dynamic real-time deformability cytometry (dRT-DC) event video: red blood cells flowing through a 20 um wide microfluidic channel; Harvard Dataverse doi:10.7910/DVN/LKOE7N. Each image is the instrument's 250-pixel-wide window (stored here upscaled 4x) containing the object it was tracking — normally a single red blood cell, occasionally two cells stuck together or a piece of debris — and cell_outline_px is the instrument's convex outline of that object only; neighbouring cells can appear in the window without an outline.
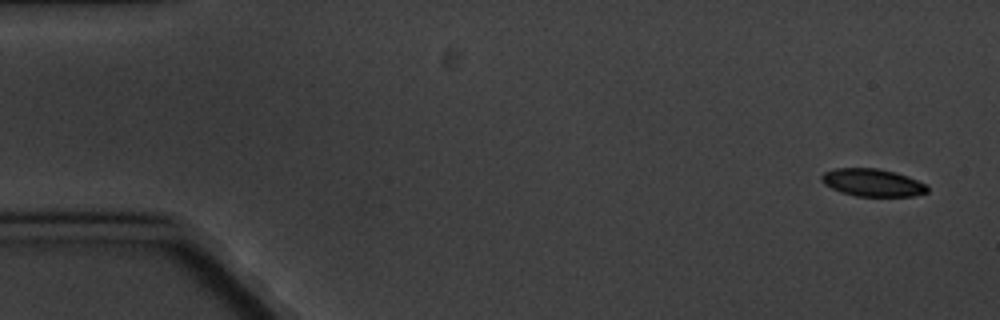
{"species": "common noctule bat (a hibernating species)", "species_latin": "Nyctalus noctula", "temperature_condition": "cold", "stored_images_in_passage": 9, "camera_frame_rate_fps": 3000, "um_per_image_px": 0.085, "animal": {"sex": "male", "body_mass_g": 20.1, "forearm_length_mm": 53.5}, "frame": {"image": 1, "passage_image": 1, "time_ms": 0.0, "image_size_px": [1000, 320], "cell_outline_px": [[928, 192], [912, 196], [856, 196], [840, 192], [824, 184], [820, 180], [820, 176], [824, 172], [836, 168], [876, 168], [896, 172], [908, 176], [924, 184], [928, 188]], "centroid_in_image_um": [74.13, 15.52], "position_along_channel_um": 10.9, "area_um2": 16.99}}
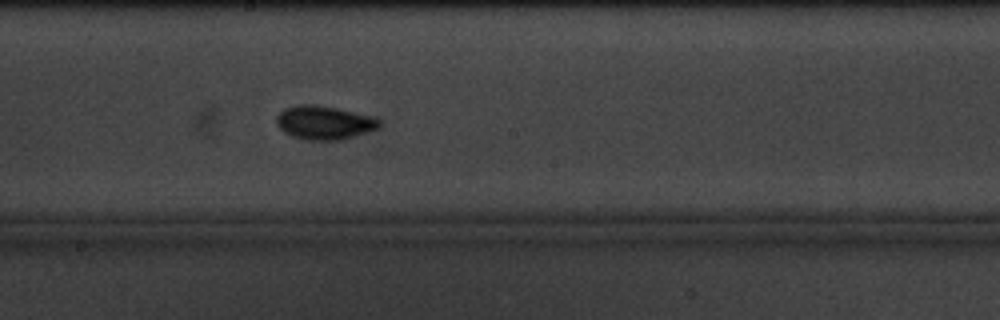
{"frame": {"image": 2, "passage_image": 9, "time_ms": 10.0, "image_size_px": [1000, 320], "cell_outline_px": [[380, 128], [344, 140], [304, 140], [292, 136], [284, 132], [276, 124], [276, 116], [284, 108], [296, 104], [316, 104], [376, 116], [380, 120]], "centroid_in_image_um": [27.58, 10.42], "position_along_channel_um": 220.6, "area_um2": 20.63}}